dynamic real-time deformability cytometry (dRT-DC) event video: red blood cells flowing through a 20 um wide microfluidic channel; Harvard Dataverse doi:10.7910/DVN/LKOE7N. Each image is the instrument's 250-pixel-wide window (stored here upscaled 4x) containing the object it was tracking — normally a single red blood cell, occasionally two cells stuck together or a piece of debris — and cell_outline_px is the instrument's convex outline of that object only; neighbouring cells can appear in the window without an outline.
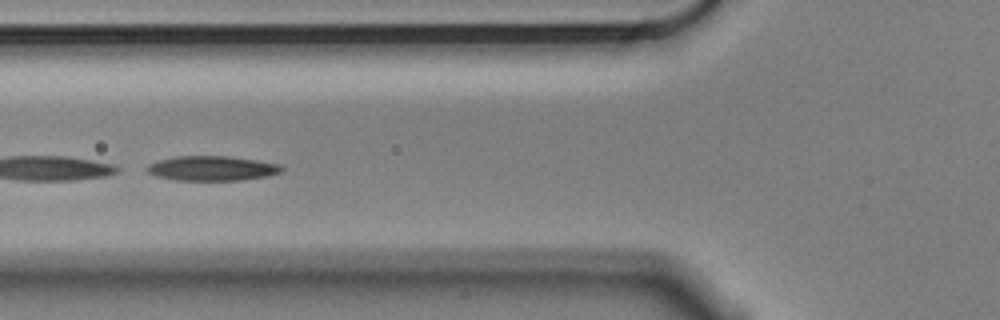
{"species": "Egyptian fruit bat (a non-hibernating species)", "species_latin": "Rousettus aegyptiacus", "temperature_condition": "cold", "stored_images_in_passage": 26, "segment_of_instrument_passage": [2, 2], "camera_frame_rate_fps": 3000, "um_per_image_px": 0.085, "animal": {"sex": "male"}, "frame": {"image": 1, "passage_image": 21, "time_ms": 6.667, "image_size_px": [1000, 320], "cell_outline_px": [[284, 168], [280, 172], [268, 176], [240, 180], [176, 180], [156, 176], [148, 172], [144, 168], [148, 164], [156, 160], [176, 156], [228, 156], [256, 160], [280, 164]], "centroid_in_image_um": [17.98, 14.3], "position_along_channel_um": 107.8, "area_um2": 19.48}}